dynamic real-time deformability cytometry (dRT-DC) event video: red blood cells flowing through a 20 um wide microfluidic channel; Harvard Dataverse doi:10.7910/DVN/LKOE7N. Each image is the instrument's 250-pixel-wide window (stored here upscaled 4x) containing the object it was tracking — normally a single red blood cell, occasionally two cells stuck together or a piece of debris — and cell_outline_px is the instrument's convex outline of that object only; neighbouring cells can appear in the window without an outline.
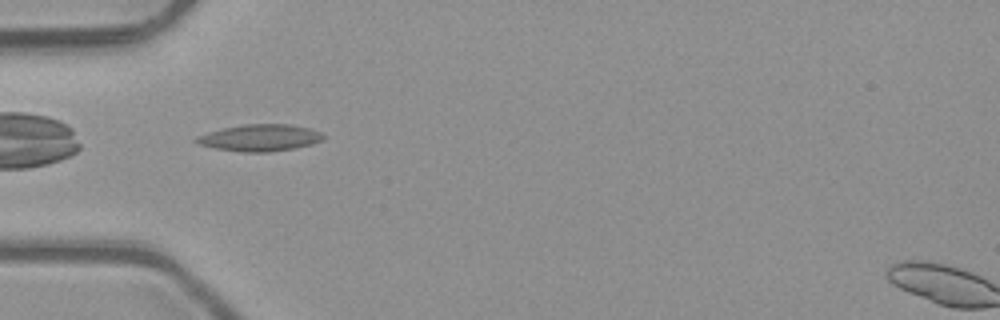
{"species": "common noctule bat (a hibernating species)", "species_latin": "Nyctalus noctula", "temperature_condition": "room temperature", "stored_images_in_passage": 35, "camera_frame_rate_fps": 3000, "um_per_image_px": 0.085, "animal": {"sex": "male", "body_mass_g": 23.1, "forearm_length_mm": 52.7}, "frame": {"image": 1, "passage_image": 1, "time_ms": 0.0, "image_size_px": [1000, 320], "cell_outline_px": [[324, 140], [312, 144], [292, 148], [268, 152], [244, 152], [216, 148], [200, 144], [192, 140], [196, 136], [208, 132], [224, 128], [244, 124], [288, 124], [308, 128], [320, 132], [324, 136]], "centroid_in_image_um": [22.09, 11.71], "position_along_channel_um": 62.9, "area_um2": 19.59}}
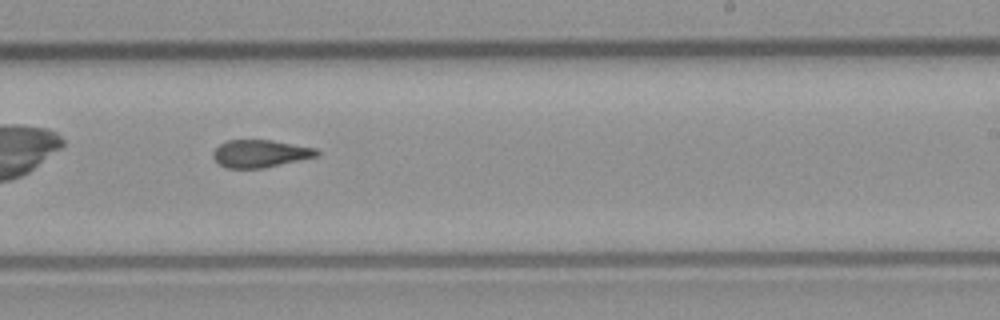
{"frame": {"image": 2, "passage_image": 16, "time_ms": 5.0, "image_size_px": [1000, 320], "cell_outline_px": [[320, 152], [316, 156], [300, 160], [264, 168], [228, 168], [220, 164], [212, 156], [212, 152], [220, 144], [228, 140], [272, 140], [316, 148]], "centroid_in_image_um": [22.12, 13.05], "position_along_channel_um": 266.9, "area_um2": 16.53}}
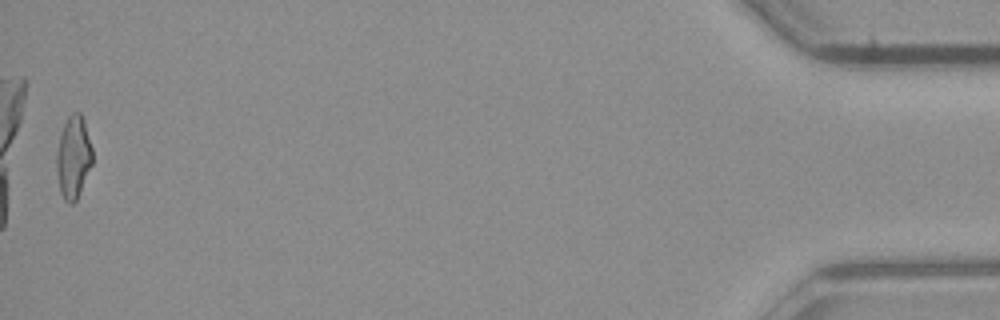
{"frame": {"image": 3, "passage_image": 35, "time_ms": 11.333, "image_size_px": [1000, 320], "cell_outline_px": [[92, 164], [80, 192], [76, 200], [72, 204], [68, 204], [64, 200], [60, 192], [56, 172], [56, 152], [60, 136], [64, 124], [68, 116], [72, 112], [80, 112], [84, 120], [92, 148]], "centroid_in_image_um": [6.23, 13.37], "position_along_channel_um": 429.0, "area_um2": 17.34}, "authors_computed_cell_mechanics": {"area_um2": 17.1666, "velocity_mm_per_s": 4.1007, "shape_relaxation_time_tau1_ms": null, "shape_relaxation_time_tau2_ms": 3.7645, "deformation_change_tau1": null, "deformation_change_tau2": 0.1411}}